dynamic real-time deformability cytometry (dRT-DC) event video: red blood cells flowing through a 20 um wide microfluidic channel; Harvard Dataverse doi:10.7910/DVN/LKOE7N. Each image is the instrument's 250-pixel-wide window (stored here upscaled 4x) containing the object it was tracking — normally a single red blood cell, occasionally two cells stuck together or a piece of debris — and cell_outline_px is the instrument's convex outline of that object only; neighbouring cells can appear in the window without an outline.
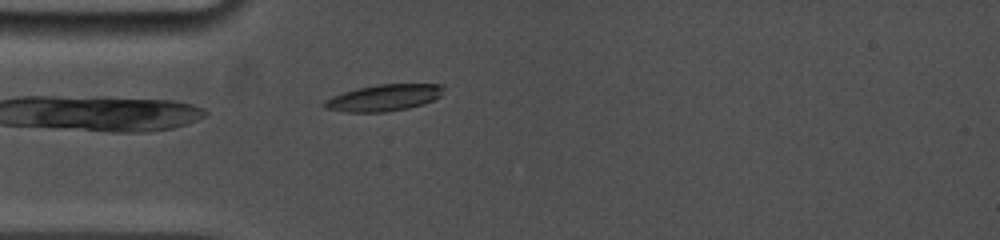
{"species": "common noctule bat (a hibernating species)", "species_latin": "Nyctalus noctula", "temperature_condition": "cold", "stored_images_in_passage": 9, "camera_frame_rate_fps": 5000, "um_per_image_px": 0.085, "animal": {"sex": "female", "body_mass_g": 19.0, "forearm_length_mm": 53.3}, "frame": {"image": 1, "passage_image": 1, "time_ms": 0.0, "image_size_px": [1000, 240], "cell_outline_px": [[444, 88], [440, 96], [424, 104], [408, 108], [384, 112], [344, 112], [324, 108], [324, 100], [332, 96], [344, 92], [376, 84], [444, 84]], "centroid_in_image_um": [32.63, 8.31], "position_along_channel_um": 52.4, "area_um2": 18.38}}
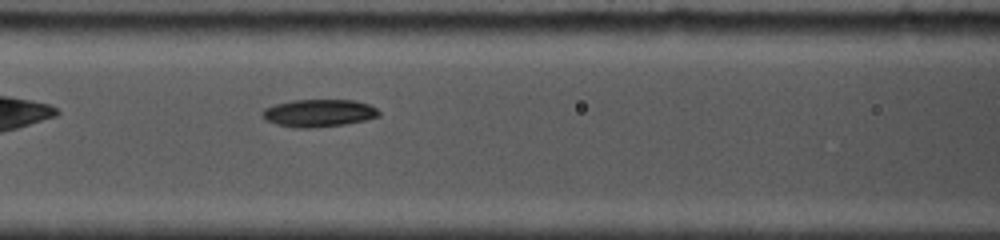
{"frame": {"image": 2, "passage_image": 7, "time_ms": 2.4, "image_size_px": [1000, 240], "cell_outline_px": [[380, 116], [364, 120], [344, 124], [312, 128], [296, 128], [276, 124], [264, 120], [260, 116], [264, 108], [276, 104], [292, 100], [352, 100], [368, 104], [376, 108], [380, 112]], "centroid_in_image_um": [27.05, 9.61], "position_along_channel_um": 139.5, "area_um2": 18.73}}
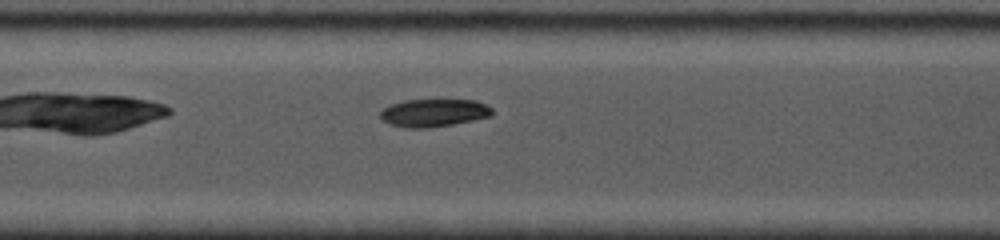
{"frame": {"image": 3, "passage_image": 9, "time_ms": 3.2, "image_size_px": [1000, 240], "cell_outline_px": [[496, 112], [492, 116], [452, 124], [428, 128], [404, 128], [388, 124], [380, 116], [380, 108], [388, 104], [404, 100], [476, 100], [492, 108]], "centroid_in_image_um": [36.84, 9.59], "position_along_channel_um": 170.6, "area_um2": 18.38}}